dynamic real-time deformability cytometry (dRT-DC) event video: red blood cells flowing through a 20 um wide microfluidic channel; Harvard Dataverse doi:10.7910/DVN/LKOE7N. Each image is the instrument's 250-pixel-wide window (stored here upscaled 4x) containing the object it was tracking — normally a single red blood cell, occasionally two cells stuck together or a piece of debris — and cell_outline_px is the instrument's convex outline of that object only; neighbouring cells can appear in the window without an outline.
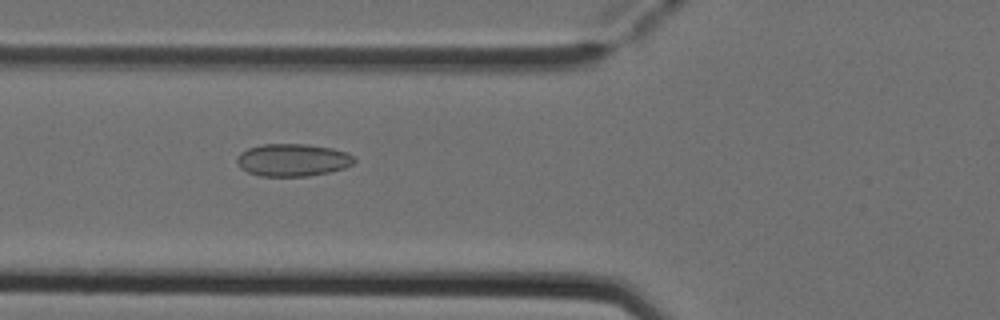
{"species": "Egyptian fruit bat (a non-hibernating species)", "species_latin": "Rousettus aegyptiacus", "temperature_condition": "cold", "stored_images_in_passage": 4, "camera_frame_rate_fps": 3000, "um_per_image_px": 0.085, "animal": {"sex": "female"}, "frame": {"image": 1, "passage_image": 3, "time_ms": 0.667, "image_size_px": [1000, 320], "cell_outline_px": [[356, 160], [352, 164], [344, 168], [328, 172], [308, 176], [260, 176], [248, 172], [240, 168], [236, 160], [236, 156], [240, 152], [248, 148], [260, 144], [304, 144], [332, 148], [348, 152]], "centroid_in_image_um": [24.85, 13.59], "position_along_channel_um": 101.0, "area_um2": 22.31}}
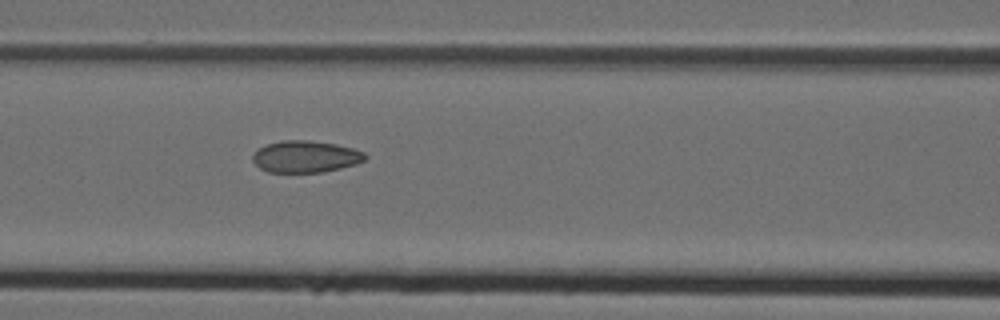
{"frame": {"image": 2, "passage_image": 4, "time_ms": 1.0, "image_size_px": [1000, 320], "cell_outline_px": [[368, 156], [364, 160], [356, 164], [324, 172], [268, 172], [260, 168], [252, 160], [252, 156], [264, 144], [280, 140], [308, 140], [336, 144], [352, 148], [364, 152]], "centroid_in_image_um": [25.97, 13.3], "position_along_channel_um": 140.6, "area_um2": 20.87}}